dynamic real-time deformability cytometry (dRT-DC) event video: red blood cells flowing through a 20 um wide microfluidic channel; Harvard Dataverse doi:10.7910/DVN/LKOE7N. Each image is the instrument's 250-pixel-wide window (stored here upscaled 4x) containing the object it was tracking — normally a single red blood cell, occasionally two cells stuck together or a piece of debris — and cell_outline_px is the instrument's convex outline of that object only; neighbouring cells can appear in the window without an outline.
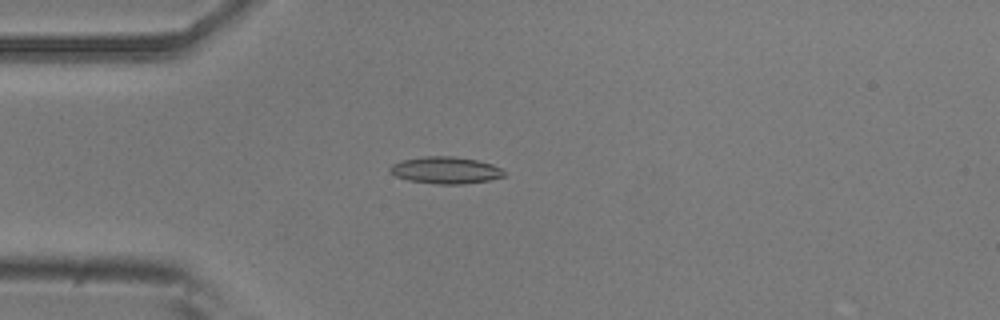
{"species": "common noctule bat (a hibernating species)", "species_latin": "Nyctalus noctula", "temperature_condition": "room temperature", "stored_images_in_passage": 37, "camera_frame_rate_fps": 3000, "um_per_image_px": 0.085, "animal": {"sex": "male", "body_mass_g": 20.5, "forearm_length_mm": 52.5}, "frame": {"image": 1, "passage_image": 3, "time_ms": 0.667, "image_size_px": [1000, 320], "cell_outline_px": [[504, 176], [488, 180], [464, 184], [436, 184], [408, 180], [396, 176], [388, 168], [392, 164], [400, 160], [428, 156], [452, 156], [476, 160], [492, 164], [500, 168], [504, 172]], "centroid_in_image_um": [37.85, 14.47], "position_along_channel_um": 47.1, "area_um2": 17.74}}
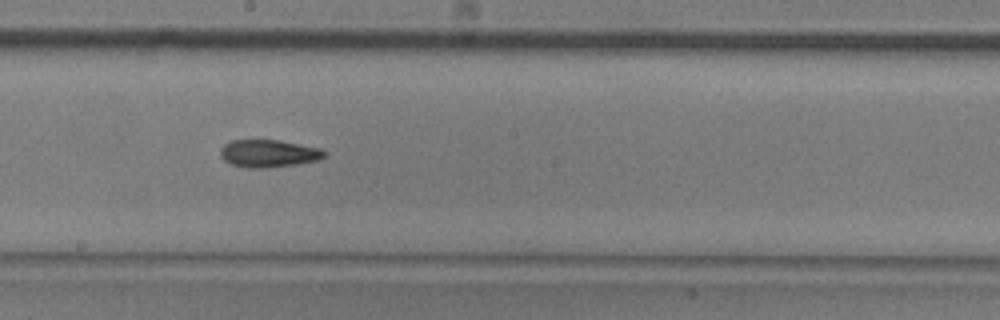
{"frame": {"image": 2, "passage_image": 18, "time_ms": 5.667, "image_size_px": [1000, 320], "cell_outline_px": [[328, 152], [320, 160], [296, 164], [264, 168], [248, 168], [232, 164], [224, 160], [220, 156], [220, 148], [224, 144], [232, 140], [280, 140], [320, 148]], "centroid_in_image_um": [22.84, 13.04], "position_along_channel_um": 225.4, "area_um2": 16.76}}
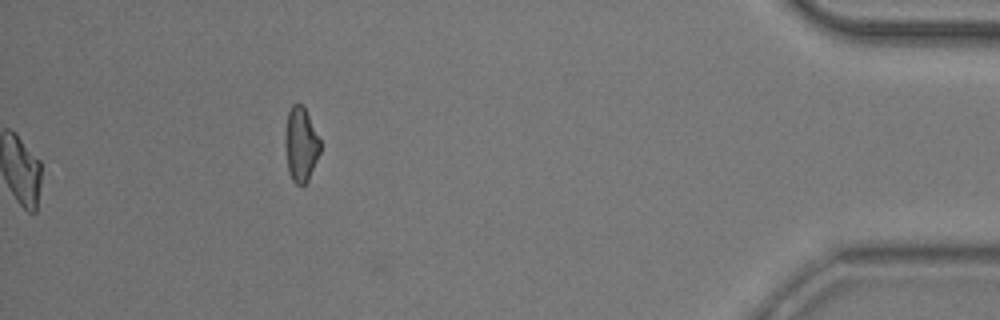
{"frame": {"image": 3, "passage_image": 37, "time_ms": 12.0, "image_size_px": [1000, 320], "cell_outline_px": [[320, 152], [308, 180], [300, 188], [292, 180], [288, 172], [284, 144], [284, 132], [288, 112], [292, 104], [304, 104], [320, 140]], "centroid_in_image_um": [25.55, 12.27], "position_along_channel_um": 409.7, "area_um2": 15.55}, "authors_computed_cell_mechanics": {"area_um2": 16.8776, "velocity_mm_per_s": 3.8132, "shape_relaxation_time_tau1_ms": 6.179, "shape_relaxation_time_tau2_ms": 7.9882, "deformation_change_tau1": 0.1558, "deformation_change_tau2": 0.1622}}